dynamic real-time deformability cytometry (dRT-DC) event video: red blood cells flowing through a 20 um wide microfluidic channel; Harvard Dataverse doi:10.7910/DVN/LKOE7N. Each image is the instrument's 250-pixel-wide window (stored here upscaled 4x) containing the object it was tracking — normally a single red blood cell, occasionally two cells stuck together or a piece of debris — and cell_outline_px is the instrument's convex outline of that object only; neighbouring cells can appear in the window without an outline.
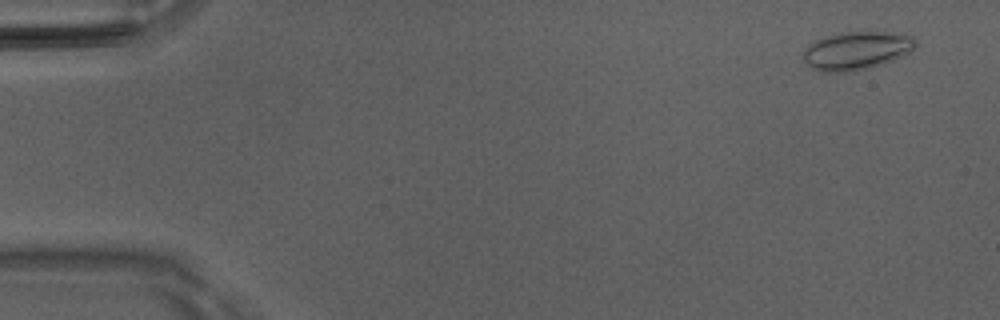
{"species": "Egyptian fruit bat (a non-hibernating species)", "species_latin": "Rousettus aegyptiacus", "temperature_condition": "room temperature", "stored_images_in_passage": 50, "camera_frame_rate_fps": 3000, "um_per_image_px": 0.085, "animal": {"sex": "male"}, "frame": {"image": 1, "passage_image": 3, "time_ms": 0.667, "image_size_px": [1000, 320], "cell_outline_px": [[916, 44], [904, 56], [868, 68], [852, 72], [820, 72], [812, 68], [804, 60], [804, 48], [808, 44], [824, 36], [840, 32], [884, 32], [912, 36], [916, 40]], "centroid_in_image_um": [72.76, 4.31], "position_along_channel_um": 12.2, "area_um2": 24.91}}
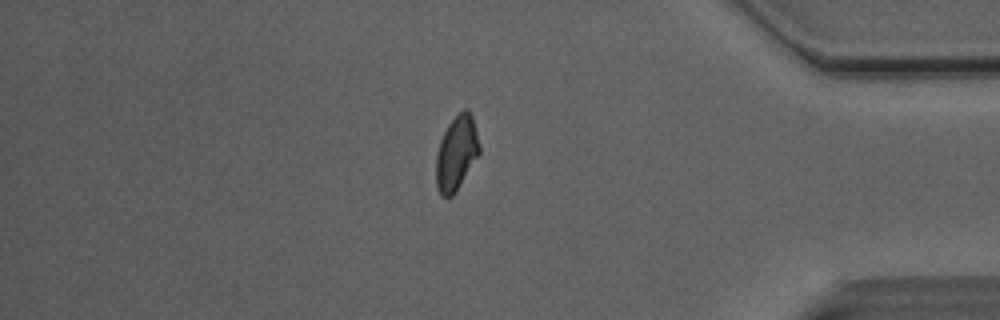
{"frame": {"image": 2, "passage_image": 43, "time_ms": 14.0, "image_size_px": [1000, 320], "cell_outline_px": [[480, 152], [456, 192], [452, 196], [440, 196], [436, 188], [436, 156], [440, 140], [448, 124], [464, 108], [468, 108], [472, 116], [480, 144]], "centroid_in_image_um": [38.79, 13.02], "position_along_channel_um": 396.4, "area_um2": 18.79}}
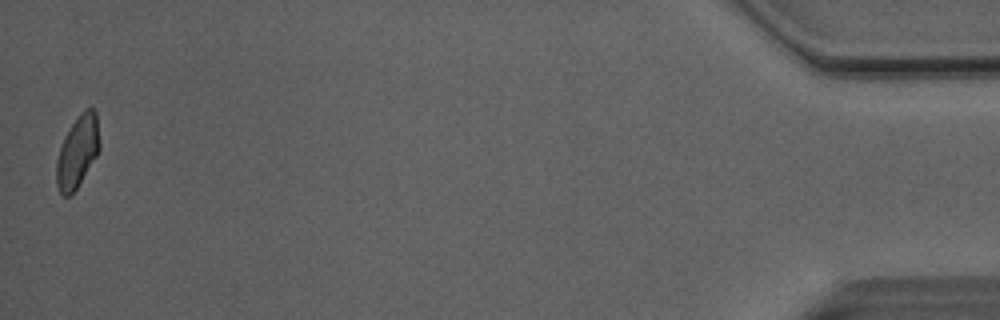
{"frame": {"image": 3, "passage_image": 50, "time_ms": 16.333, "image_size_px": [1000, 320], "cell_outline_px": [[100, 148], [96, 156], [76, 188], [68, 196], [64, 196], [60, 192], [56, 184], [56, 160], [64, 136], [80, 112], [84, 108], [92, 108], [96, 112], [100, 144]], "centroid_in_image_um": [6.58, 12.86], "position_along_channel_um": 428.6, "area_um2": 17.86}, "authors_computed_cell_mechanics": {"area_um2": 19.1029, "velocity_mm_per_s": 4.0995, "shape_relaxation_time_tau1_ms": 7.2647, "shape_relaxation_time_tau2_ms": 1.2038, "deformation_change_tau1": 0.1364, "deformation_change_tau2": 0.0529}}